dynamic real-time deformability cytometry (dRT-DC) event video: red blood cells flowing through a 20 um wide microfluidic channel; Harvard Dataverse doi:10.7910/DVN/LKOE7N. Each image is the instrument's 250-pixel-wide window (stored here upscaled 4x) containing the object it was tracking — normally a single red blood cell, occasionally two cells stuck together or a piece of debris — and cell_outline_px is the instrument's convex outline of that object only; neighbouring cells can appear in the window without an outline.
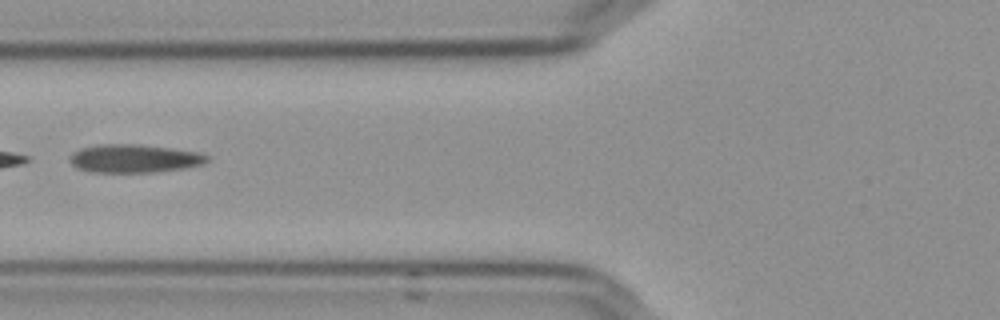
{"species": "Egyptian fruit bat (a non-hibernating species)", "species_latin": "Rousettus aegyptiacus", "temperature_condition": "cold", "stored_images_in_passage": 5, "camera_frame_rate_fps": 3000, "um_per_image_px": 0.085, "frame": {"image": 1, "passage_image": 3, "time_ms": 0.667, "image_size_px": [1000, 320], "cell_outline_px": [[208, 160], [204, 164], [184, 168], [156, 172], [92, 172], [80, 168], [72, 164], [68, 156], [72, 152], [80, 148], [100, 144], [140, 144], [200, 152], [208, 156]], "centroid_in_image_um": [11.41, 13.46], "position_along_channel_um": 114.4, "area_um2": 22.66}}
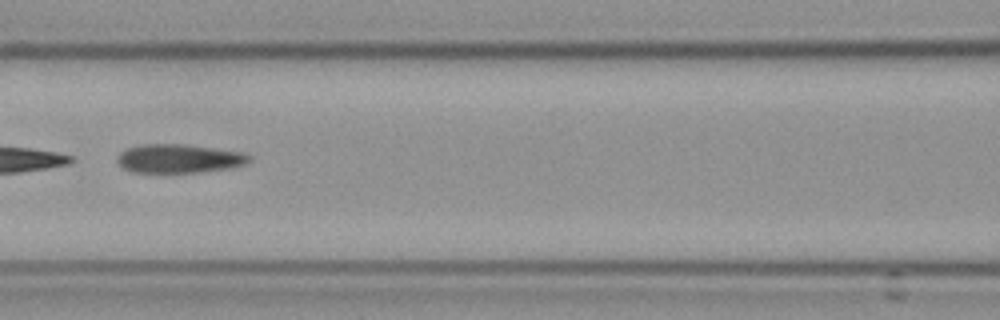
{"frame": {"image": 2, "passage_image": 4, "time_ms": 1.0, "image_size_px": [1000, 320], "cell_outline_px": [[252, 160], [244, 164], [228, 168], [196, 172], [132, 172], [124, 168], [116, 160], [116, 156], [120, 152], [128, 148], [144, 144], [184, 144], [244, 152], [252, 156]], "centroid_in_image_um": [15.23, 13.47], "position_along_channel_um": 151.4, "area_um2": 22.02}}